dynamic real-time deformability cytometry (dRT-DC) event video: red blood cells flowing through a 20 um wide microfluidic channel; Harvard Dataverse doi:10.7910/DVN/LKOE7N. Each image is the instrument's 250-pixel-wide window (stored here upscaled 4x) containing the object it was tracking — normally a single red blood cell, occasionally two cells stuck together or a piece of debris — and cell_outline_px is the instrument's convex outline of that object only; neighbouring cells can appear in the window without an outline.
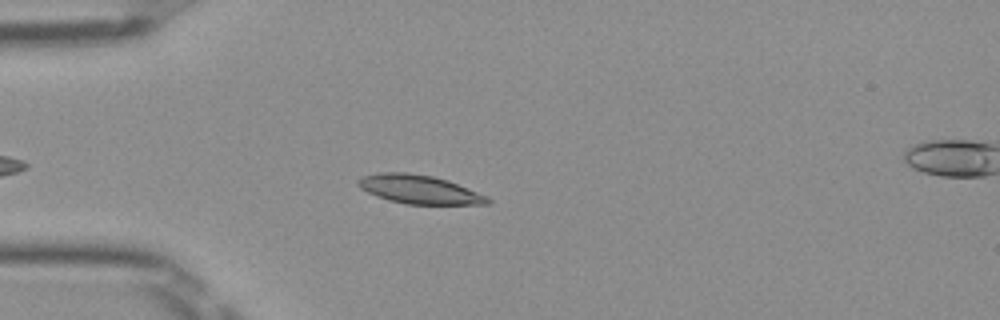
{"species": "Egyptian fruit bat (a non-hibernating species)", "species_latin": "Rousettus aegyptiacus", "temperature_condition": "room temperature", "stored_images_in_passage": 33, "camera_frame_rate_fps": 3000, "um_per_image_px": 0.085, "frame": {"image": 1, "passage_image": 7, "time_ms": 2.0, "image_size_px": [1000, 320], "cell_outline_px": [[492, 200], [488, 204], [408, 204], [388, 200], [376, 196], [360, 188], [356, 184], [356, 180], [364, 176], [380, 172], [408, 172], [432, 176], [448, 180], [488, 196]], "centroid_in_image_um": [35.63, 16.09], "position_along_channel_um": 49.4, "area_um2": 21.68}}
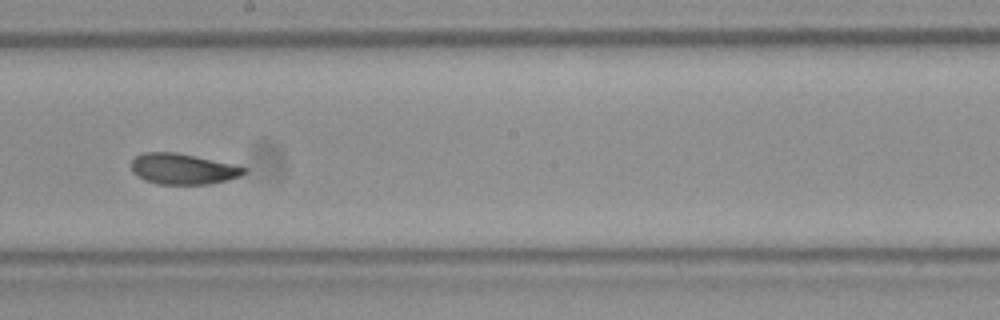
{"frame": {"image": 2, "passage_image": 22, "time_ms": 7.0, "image_size_px": [1000, 320], "cell_outline_px": [[248, 168], [240, 176], [228, 180], [208, 184], [160, 184], [144, 180], [132, 172], [132, 160], [136, 156], [144, 152], [176, 152], [196, 156], [232, 164]], "centroid_in_image_um": [15.53, 14.35], "position_along_channel_um": 232.7, "area_um2": 20.11}}
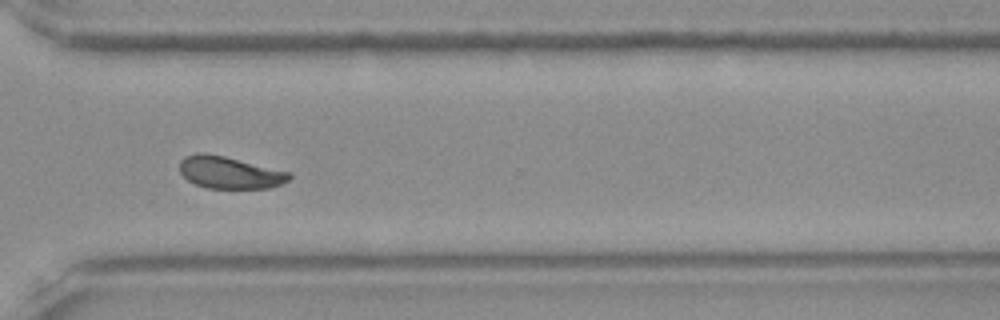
{"frame": {"image": 3, "passage_image": 31, "time_ms": 10.0, "image_size_px": [1000, 320], "cell_outline_px": [[292, 176], [288, 180], [280, 184], [268, 188], [208, 188], [196, 184], [188, 180], [180, 172], [180, 160], [184, 156], [196, 152], [204, 152], [224, 156], [288, 172]], "centroid_in_image_um": [19.46, 14.65], "position_along_channel_um": 351.1, "area_um2": 20.29}, "authors_computed_cell_mechanics": {"area_um2": 20.9236, "velocity_mm_per_s": 3.9491, "shape_relaxation_time_tau1_ms": 4.6298, "shape_relaxation_time_tau2_ms": 1.9496, "deformation_change_tau1": 0.1394, "deformation_change_tau2": 0.0676}}